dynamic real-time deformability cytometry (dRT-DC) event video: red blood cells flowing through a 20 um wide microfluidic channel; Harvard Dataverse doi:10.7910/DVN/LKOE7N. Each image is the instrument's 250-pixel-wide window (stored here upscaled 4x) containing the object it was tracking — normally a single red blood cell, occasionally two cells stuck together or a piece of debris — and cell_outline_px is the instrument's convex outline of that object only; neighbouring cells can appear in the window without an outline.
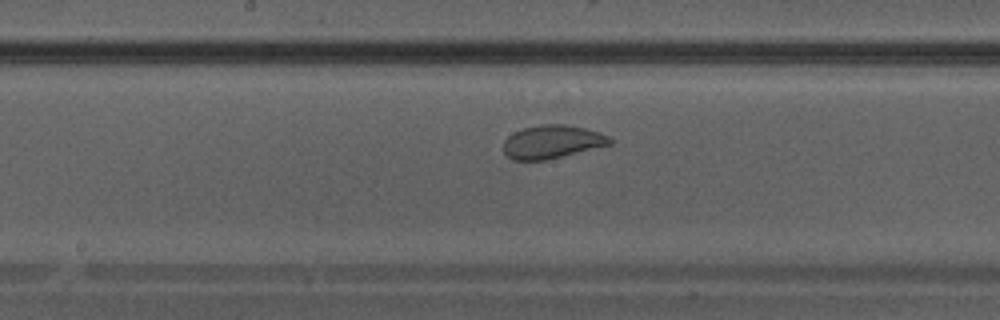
{"species": "Egyptian fruit bat (a non-hibernating species)", "species_latin": "Rousettus aegyptiacus", "temperature_condition": "warm", "stored_images_in_passage": 25, "camera_frame_rate_fps": 3000, "um_per_image_px": 0.085, "animal": {"sex": "male"}, "frame": {"image": 1, "passage_image": 14, "time_ms": 4.333, "image_size_px": [1000, 320], "cell_outline_px": [[612, 144], [544, 160], [512, 160], [504, 152], [504, 140], [512, 132], [524, 128], [540, 124], [564, 124], [584, 128], [600, 132], [608, 136], [612, 140]], "centroid_in_image_um": [46.91, 12.04], "position_along_channel_um": 201.3, "area_um2": 20.52}}
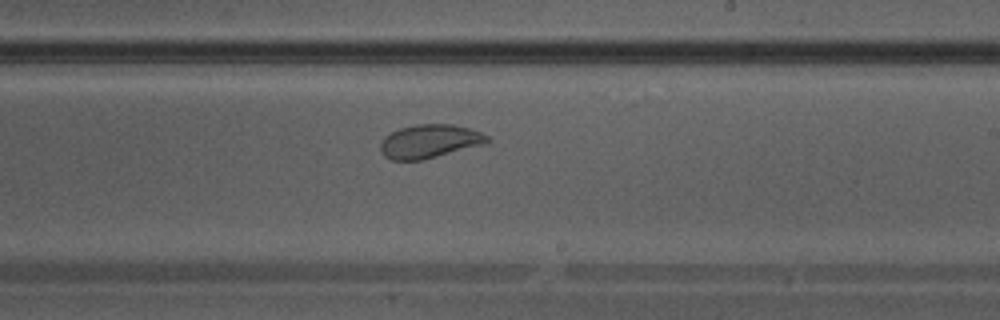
{"frame": {"image": 2, "passage_image": 17, "time_ms": 5.333, "image_size_px": [1000, 320], "cell_outline_px": [[488, 140], [484, 144], [420, 160], [392, 160], [384, 156], [380, 152], [380, 144], [392, 132], [400, 128], [416, 124], [452, 124], [468, 128], [480, 132], [488, 136]], "centroid_in_image_um": [36.49, 12.01], "position_along_channel_um": 252.5, "area_um2": 20.46}}